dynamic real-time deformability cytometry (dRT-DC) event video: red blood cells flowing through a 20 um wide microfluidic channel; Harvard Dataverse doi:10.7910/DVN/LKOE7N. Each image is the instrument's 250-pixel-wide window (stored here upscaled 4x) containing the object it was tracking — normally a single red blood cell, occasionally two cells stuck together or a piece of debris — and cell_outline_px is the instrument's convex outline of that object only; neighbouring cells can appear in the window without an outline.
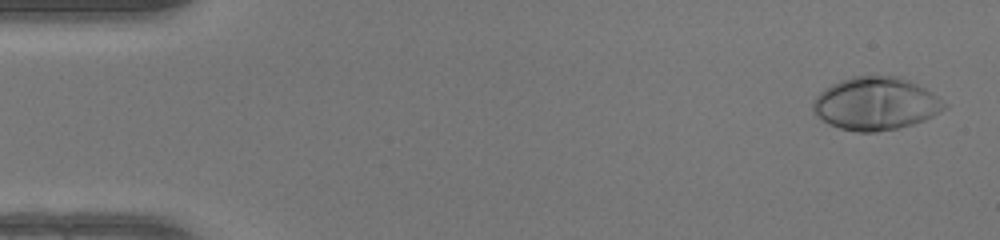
{"species": "human", "species_latin": "Homo sapiens", "temperature_condition": "warm", "stored_images_in_passage": 50, "camera_frame_rate_fps": 3000, "um_per_image_px": 0.085, "donor": {"sex": "female"}, "frame": {"image": 1, "passage_image": 2, "time_ms": 0.333, "image_size_px": [1000, 240], "cell_outline_px": [[948, 108], [924, 120], [912, 124], [896, 128], [876, 132], [856, 132], [840, 128], [828, 124], [816, 116], [812, 112], [812, 104], [816, 96], [820, 92], [832, 84], [840, 80], [852, 76], [900, 76], [932, 92], [948, 104]], "centroid_in_image_um": [74.43, 8.81], "position_along_channel_um": 10.6, "area_um2": 40.58}}
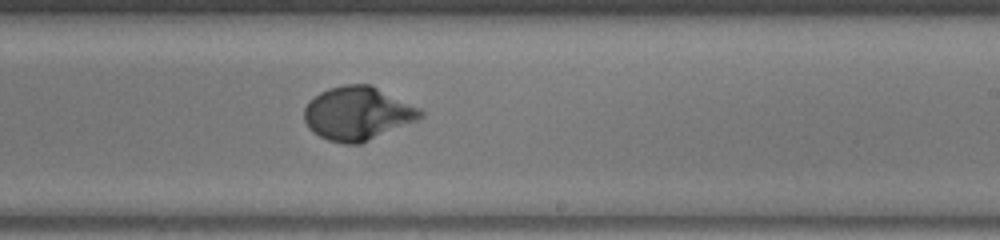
{"frame": {"image": 2, "passage_image": 30, "time_ms": 9.667, "image_size_px": [1000, 240], "cell_outline_px": [[424, 116], [416, 120], [360, 144], [344, 144], [328, 140], [312, 132], [308, 128], [304, 120], [304, 108], [320, 92], [328, 88], [344, 84], [372, 84], [420, 108], [424, 112]], "centroid_in_image_um": [30.4, 9.63], "position_along_channel_um": 258.6, "area_um2": 36.18}}
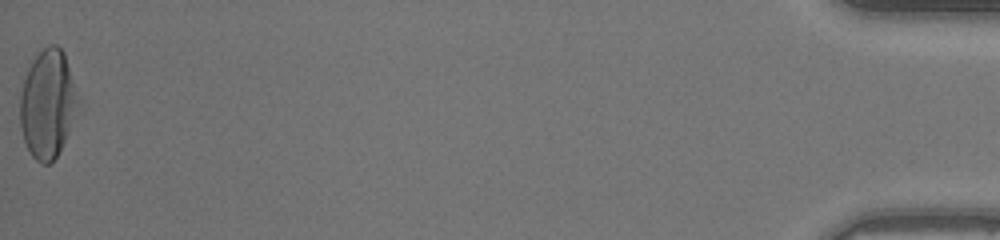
{"frame": {"image": 3, "passage_image": 50, "time_ms": 16.333, "image_size_px": [1000, 240], "cell_outline_px": [[80, 100], [68, 132], [56, 156], [48, 164], [44, 164], [36, 160], [32, 156], [24, 140], [20, 128], [20, 96], [24, 80], [28, 68], [36, 56], [48, 44], [56, 44], [64, 52], [80, 96]], "centroid_in_image_um": [4.06, 8.8], "position_along_channel_um": 431.1, "area_um2": 36.41}, "authors_computed_cell_mechanics": {"area_um2": 35.4025, "velocity_mm_per_s": 4.1559, "shape_relaxation_time_tau1_ms": 2.9927, "shape_relaxation_time_tau2_ms": null, "deformation_change_tau1": 0.2295, "deformation_change_tau2": null}}